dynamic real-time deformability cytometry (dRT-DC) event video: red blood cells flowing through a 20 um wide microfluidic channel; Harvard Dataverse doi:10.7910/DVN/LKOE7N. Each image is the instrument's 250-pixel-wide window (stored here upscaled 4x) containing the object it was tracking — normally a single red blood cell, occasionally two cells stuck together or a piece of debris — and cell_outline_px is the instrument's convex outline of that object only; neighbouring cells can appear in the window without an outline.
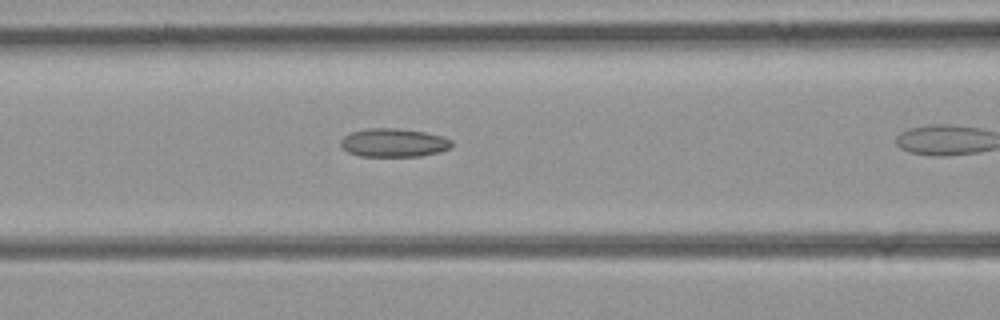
{"species": "common noctule bat (a hibernating species)", "species_latin": "Nyctalus noctula", "temperature_condition": "room temperature", "stored_images_in_passage": 10, "camera_frame_rate_fps": 3000, "um_per_image_px": 0.085, "animal": {"sex": "female", "body_mass_g": 21.9}, "frame": {"image": 1, "passage_image": 9, "time_ms": 2.667, "image_size_px": [1000, 320], "cell_outline_px": [[452, 144], [448, 148], [440, 152], [420, 156], [360, 156], [348, 152], [340, 144], [340, 140], [344, 136], [352, 132], [368, 128], [400, 128], [424, 132], [444, 136], [452, 140]], "centroid_in_image_um": [33.47, 12.12], "position_along_channel_um": 133.1, "area_um2": 18.44}}